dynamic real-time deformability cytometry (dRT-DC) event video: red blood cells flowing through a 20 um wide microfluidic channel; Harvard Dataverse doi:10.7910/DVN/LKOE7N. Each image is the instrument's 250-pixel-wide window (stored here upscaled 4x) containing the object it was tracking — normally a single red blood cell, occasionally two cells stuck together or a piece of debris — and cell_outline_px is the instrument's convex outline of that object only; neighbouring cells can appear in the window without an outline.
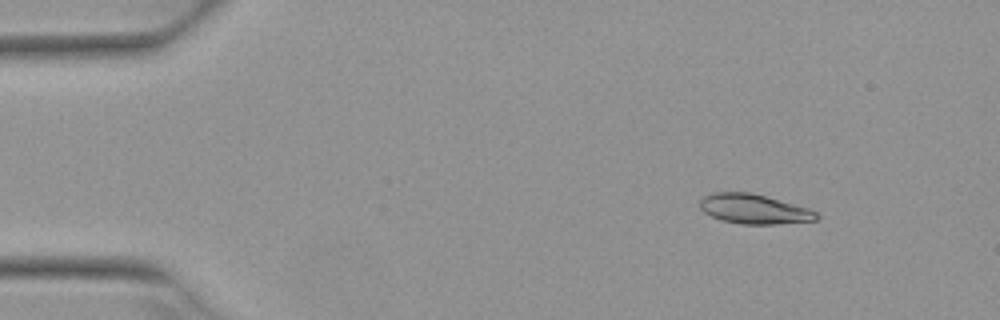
{"species": "Egyptian fruit bat (a non-hibernating species)", "species_latin": "Rousettus aegyptiacus", "temperature_condition": "warm", "stored_images_in_passage": 5, "camera_frame_rate_fps": 3000, "um_per_image_px": 0.085, "animal": {"sex": "female"}, "frame": {"image": 1, "passage_image": 2, "time_ms": 0.333, "image_size_px": [1000, 320], "cell_outline_px": [[820, 216], [816, 220], [776, 224], [740, 224], [720, 220], [704, 212], [700, 208], [700, 200], [704, 196], [712, 192], [752, 192], [808, 208], [816, 212]], "centroid_in_image_um": [64.07, 17.76], "position_along_channel_um": 20.9, "area_um2": 20.17}}